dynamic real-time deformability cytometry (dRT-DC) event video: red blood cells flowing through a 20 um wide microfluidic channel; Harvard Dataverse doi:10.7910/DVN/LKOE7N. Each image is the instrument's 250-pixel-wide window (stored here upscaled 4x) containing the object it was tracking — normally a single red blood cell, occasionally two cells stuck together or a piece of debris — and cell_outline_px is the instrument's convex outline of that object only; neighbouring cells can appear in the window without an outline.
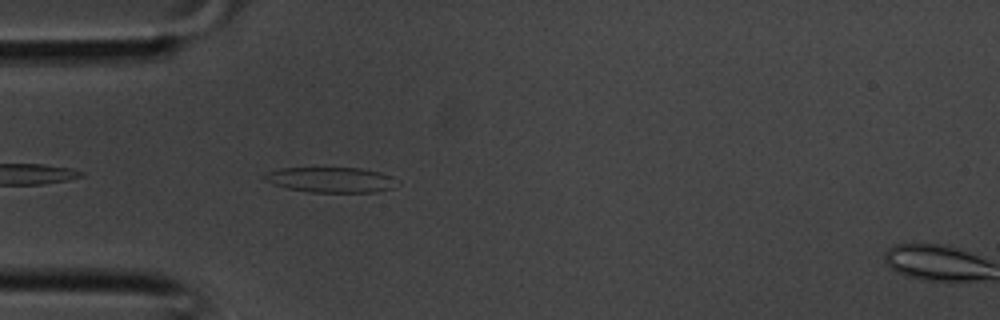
{"species": "common noctule bat (a hibernating species)", "species_latin": "Nyctalus noctula", "temperature_condition": "room temperature", "stored_images_in_passage": 11, "camera_frame_rate_fps": 3000, "um_per_image_px": 0.085, "animal": {"sex": "male", "body_mass_g": 20.1, "forearm_length_mm": 53.5}, "frame": {"image": 1, "passage_image": 10, "time_ms": 3.0, "image_size_px": [1000, 320], "cell_outline_px": [[400, 184], [392, 188], [376, 192], [312, 192], [288, 188], [272, 184], [264, 180], [260, 176], [264, 172], [280, 168], [360, 168], [380, 172], [388, 176]], "centroid_in_image_um": [28.06, 15.28], "position_along_channel_um": 56.9, "area_um2": 19.59}}